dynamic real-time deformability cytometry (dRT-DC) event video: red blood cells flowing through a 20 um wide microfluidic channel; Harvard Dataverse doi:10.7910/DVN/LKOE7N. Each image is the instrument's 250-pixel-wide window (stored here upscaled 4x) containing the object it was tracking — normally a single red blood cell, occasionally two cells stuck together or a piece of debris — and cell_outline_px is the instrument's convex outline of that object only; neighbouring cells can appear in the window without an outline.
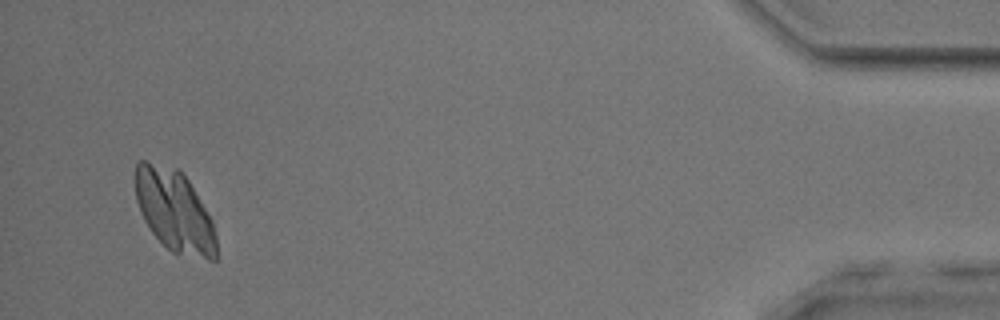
{"species": "common noctule bat (a hibernating species)", "species_latin": "Nyctalus noctula", "temperature_condition": "room temperature", "stored_images_in_passage": 36, "camera_frame_rate_fps": 3000, "um_per_image_px": 0.085, "animal": {"sex": "male", "body_mass_g": 17.9, "forearm_length_mm": 54.2}, "frame": {"image": 1, "passage_image": 34, "time_ms": 11.0, "image_size_px": [1000, 320], "cell_outline_px": [[216, 260], [208, 260], [172, 252], [152, 232], [144, 220], [140, 212], [136, 200], [136, 164], [140, 160], [144, 160], [176, 168], [188, 180], [212, 220], [216, 236]], "centroid_in_image_um": [14.83, 17.93], "position_along_channel_um": 420.4, "area_um2": 38.26}}